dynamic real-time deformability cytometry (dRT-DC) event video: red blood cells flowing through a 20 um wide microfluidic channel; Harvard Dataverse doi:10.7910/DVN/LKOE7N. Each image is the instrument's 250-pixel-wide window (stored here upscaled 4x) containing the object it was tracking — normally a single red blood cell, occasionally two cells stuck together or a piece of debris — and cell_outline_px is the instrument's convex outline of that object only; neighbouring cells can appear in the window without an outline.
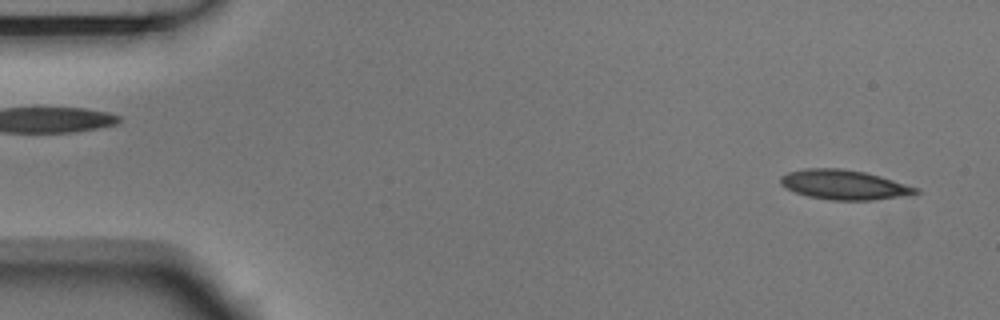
{"species": "Egyptian fruit bat (a non-hibernating species)", "species_latin": "Rousettus aegyptiacus", "temperature_condition": "room temperature", "stored_images_in_passage": 52, "camera_frame_rate_fps": 3000, "um_per_image_px": 0.085, "animal": {"sex": "male"}, "frame": {"image": 1, "passage_image": 2, "time_ms": 0.333, "image_size_px": [1000, 320], "cell_outline_px": [[920, 192], [916, 196], [872, 200], [832, 200], [808, 196], [784, 188], [780, 184], [780, 176], [788, 172], [804, 168], [840, 168], [864, 172], [880, 176], [920, 188]], "centroid_in_image_um": [71.81, 15.71], "position_along_channel_um": 13.2, "area_um2": 23.76}}
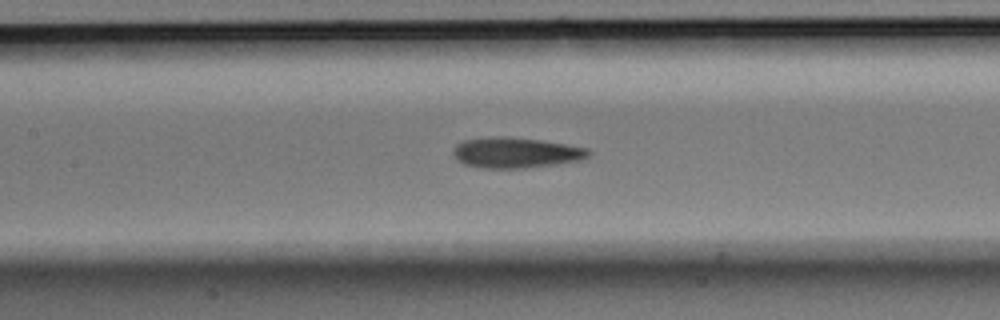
{"frame": {"image": 2, "passage_image": 23, "time_ms": 7.333, "image_size_px": [1000, 320], "cell_outline_px": [[592, 152], [584, 160], [556, 164], [524, 168], [484, 168], [464, 164], [456, 160], [452, 152], [452, 148], [460, 140], [488, 136], [508, 136], [540, 140], [588, 148]], "centroid_in_image_um": [43.8, 12.96], "position_along_channel_um": 163.6, "area_um2": 24.51}}
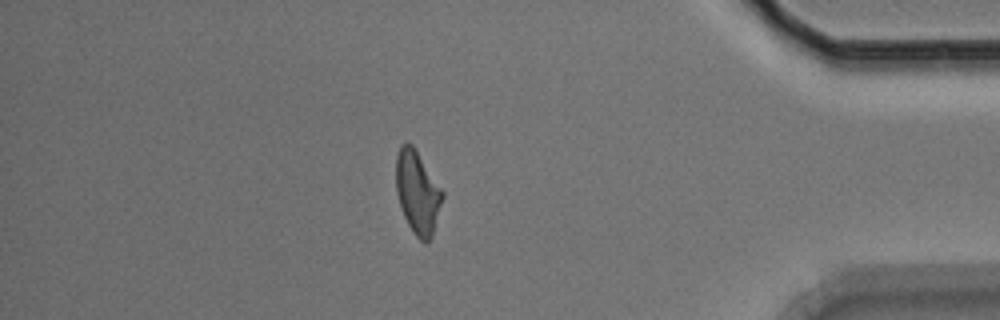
{"frame": {"image": 3, "passage_image": 45, "time_ms": 14.667, "image_size_px": [1000, 320], "cell_outline_px": [[444, 196], [432, 236], [428, 244], [424, 244], [412, 232], [404, 216], [396, 192], [396, 156], [400, 144], [412, 144], [444, 192]], "centroid_in_image_um": [35.49, 16.38], "position_along_channel_um": 399.7, "area_um2": 22.43}, "authors_computed_cell_mechanics": {"area_um2": 23.0044, "velocity_mm_per_s": 3.7334, "shape_relaxation_time_tau1_ms": 4.2472, "shape_relaxation_time_tau2_ms": 4.2873, "deformation_change_tau1": 0.1687, "deformation_change_tau2": 0.155}}